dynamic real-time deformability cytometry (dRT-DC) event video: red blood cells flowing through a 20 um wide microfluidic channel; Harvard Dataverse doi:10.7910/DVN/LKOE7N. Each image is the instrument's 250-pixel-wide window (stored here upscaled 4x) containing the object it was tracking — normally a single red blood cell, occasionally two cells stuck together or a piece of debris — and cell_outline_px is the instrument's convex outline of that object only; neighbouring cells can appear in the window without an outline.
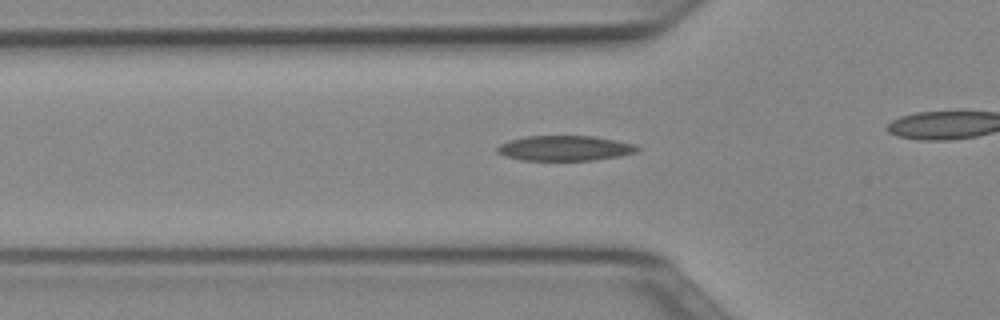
{"species": "Egyptian fruit bat (a non-hibernating species)", "species_latin": "Rousettus aegyptiacus", "temperature_condition": "cold", "stored_images_in_passage": 30, "camera_frame_rate_fps": 3000, "um_per_image_px": 0.085, "animal": {"sex": "female"}, "frame": {"image": 1, "passage_image": 6, "time_ms": 1.667, "image_size_px": [1000, 320], "cell_outline_px": [[640, 148], [636, 152], [620, 156], [596, 160], [520, 160], [504, 156], [496, 152], [496, 148], [500, 144], [508, 140], [524, 136], [592, 136], [616, 140], [636, 144]], "centroid_in_image_um": [47.99, 12.59], "position_along_channel_um": 77.8, "area_um2": 20.69}}
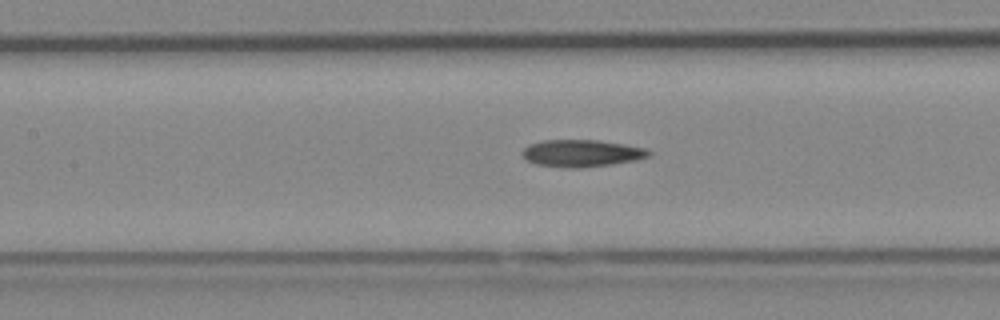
{"frame": {"image": 2, "passage_image": 12, "time_ms": 3.667, "image_size_px": [1000, 320], "cell_outline_px": [[652, 156], [636, 160], [612, 164], [580, 168], [564, 168], [536, 164], [528, 160], [520, 152], [528, 144], [544, 140], [600, 140], [648, 148], [652, 152]], "centroid_in_image_um": [49.48, 13.02], "position_along_channel_um": 157.9, "area_um2": 20.23}}
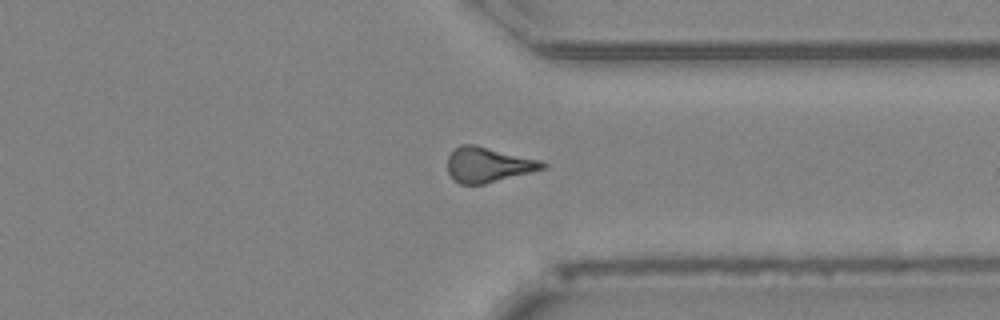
{"frame": {"image": 3, "passage_image": 28, "time_ms": 9.0, "image_size_px": [1000, 320], "cell_outline_px": [[548, 168], [484, 184], [460, 184], [452, 180], [448, 172], [448, 156], [460, 144], [476, 144], [544, 160], [548, 164]], "centroid_in_image_um": [41.55, 13.99], "position_along_channel_um": 369.9, "area_um2": 19.88}}